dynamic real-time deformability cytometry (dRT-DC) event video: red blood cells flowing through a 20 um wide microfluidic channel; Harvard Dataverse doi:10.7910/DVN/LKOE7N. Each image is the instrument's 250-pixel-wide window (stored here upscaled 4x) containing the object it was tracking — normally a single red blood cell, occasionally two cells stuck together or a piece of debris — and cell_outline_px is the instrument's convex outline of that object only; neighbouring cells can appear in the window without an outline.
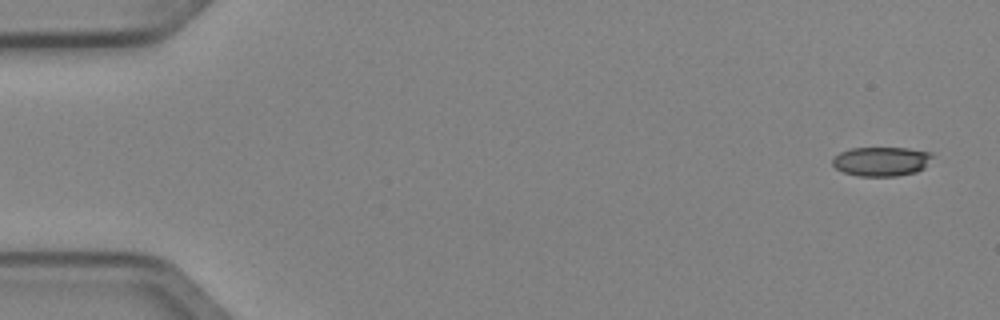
{"species": "Egyptian fruit bat (a non-hibernating species)", "species_latin": "Rousettus aegyptiacus", "temperature_condition": "cold", "stored_images_in_passage": 7, "camera_frame_rate_fps": 3000, "um_per_image_px": 0.085, "animal": {"sex": "female"}, "frame": {"image": 1, "passage_image": 1, "time_ms": 0.0, "image_size_px": [1000, 320], "cell_outline_px": [[932, 156], [924, 168], [916, 172], [896, 176], [860, 176], [844, 172], [836, 168], [832, 164], [832, 160], [840, 152], [852, 148], [908, 148], [932, 152]], "centroid_in_image_um": [74.92, 13.71], "position_along_channel_um": 10.1, "area_um2": 16.94}}
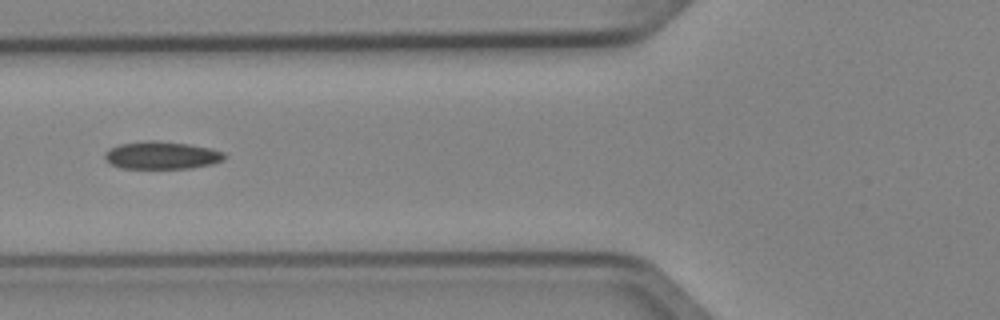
{"frame": {"image": 2, "passage_image": 6, "time_ms": 1.667, "image_size_px": [1000, 320], "cell_outline_px": [[224, 160], [212, 164], [192, 168], [120, 168], [112, 164], [104, 156], [104, 152], [120, 144], [148, 140], [152, 140], [188, 144], [212, 148], [224, 152]], "centroid_in_image_um": [13.77, 13.2], "position_along_channel_um": 112.0, "area_um2": 19.13}}
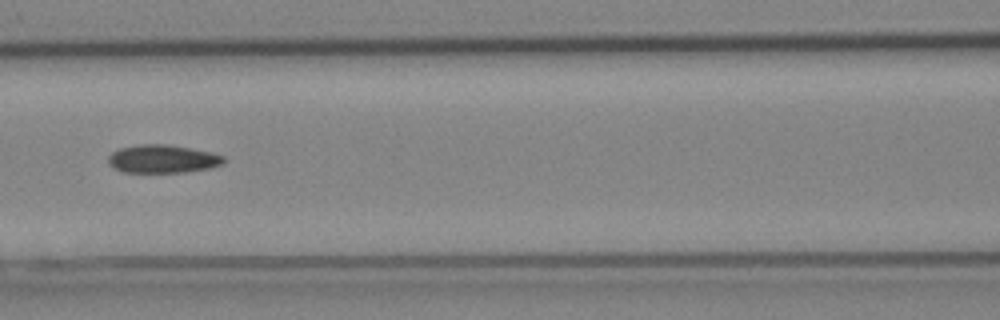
{"frame": {"image": 3, "passage_image": 7, "time_ms": 2.0, "image_size_px": [1000, 320], "cell_outline_px": [[224, 164], [212, 168], [188, 172], [124, 172], [112, 168], [108, 164], [108, 156], [112, 152], [120, 148], [140, 144], [168, 144], [212, 152], [224, 156]], "centroid_in_image_um": [13.83, 13.51], "position_along_channel_um": 152.8, "area_um2": 19.19}}